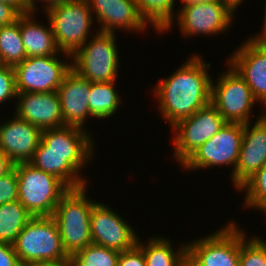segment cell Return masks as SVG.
Wrapping results in <instances>:
<instances>
[{
  "label": "cell",
  "instance_id": "1",
  "mask_svg": "<svg viewBox=\"0 0 266 266\" xmlns=\"http://www.w3.org/2000/svg\"><path fill=\"white\" fill-rule=\"evenodd\" d=\"M209 67L211 64L205 63L200 54L192 55L169 77L160 79L153 87L159 101L160 115L171 127L211 103L213 78L208 74Z\"/></svg>",
  "mask_w": 266,
  "mask_h": 266
},
{
  "label": "cell",
  "instance_id": "2",
  "mask_svg": "<svg viewBox=\"0 0 266 266\" xmlns=\"http://www.w3.org/2000/svg\"><path fill=\"white\" fill-rule=\"evenodd\" d=\"M86 186L70 188L62 196L52 215L63 249L69 257L92 244L90 216L92 207L97 202L88 197Z\"/></svg>",
  "mask_w": 266,
  "mask_h": 266
},
{
  "label": "cell",
  "instance_id": "3",
  "mask_svg": "<svg viewBox=\"0 0 266 266\" xmlns=\"http://www.w3.org/2000/svg\"><path fill=\"white\" fill-rule=\"evenodd\" d=\"M12 245L22 266L70 260L52 216L33 217Z\"/></svg>",
  "mask_w": 266,
  "mask_h": 266
},
{
  "label": "cell",
  "instance_id": "4",
  "mask_svg": "<svg viewBox=\"0 0 266 266\" xmlns=\"http://www.w3.org/2000/svg\"><path fill=\"white\" fill-rule=\"evenodd\" d=\"M18 177V200L33 217H50L62 196L70 189L56 176L32 164H14Z\"/></svg>",
  "mask_w": 266,
  "mask_h": 266
},
{
  "label": "cell",
  "instance_id": "5",
  "mask_svg": "<svg viewBox=\"0 0 266 266\" xmlns=\"http://www.w3.org/2000/svg\"><path fill=\"white\" fill-rule=\"evenodd\" d=\"M96 32L71 56V69L92 83L117 81L120 57L116 34Z\"/></svg>",
  "mask_w": 266,
  "mask_h": 266
},
{
  "label": "cell",
  "instance_id": "6",
  "mask_svg": "<svg viewBox=\"0 0 266 266\" xmlns=\"http://www.w3.org/2000/svg\"><path fill=\"white\" fill-rule=\"evenodd\" d=\"M45 13L61 52L72 56L89 39L95 18L87 0H73Z\"/></svg>",
  "mask_w": 266,
  "mask_h": 266
},
{
  "label": "cell",
  "instance_id": "7",
  "mask_svg": "<svg viewBox=\"0 0 266 266\" xmlns=\"http://www.w3.org/2000/svg\"><path fill=\"white\" fill-rule=\"evenodd\" d=\"M217 82L211 84V104L229 123L247 124L252 118L253 106L259 102L251 88L238 72L227 63ZM251 115V116H250Z\"/></svg>",
  "mask_w": 266,
  "mask_h": 266
},
{
  "label": "cell",
  "instance_id": "8",
  "mask_svg": "<svg viewBox=\"0 0 266 266\" xmlns=\"http://www.w3.org/2000/svg\"><path fill=\"white\" fill-rule=\"evenodd\" d=\"M226 121L217 109L209 103L190 117L181 119L172 130L174 158L182 166L196 150L214 136Z\"/></svg>",
  "mask_w": 266,
  "mask_h": 266
},
{
  "label": "cell",
  "instance_id": "9",
  "mask_svg": "<svg viewBox=\"0 0 266 266\" xmlns=\"http://www.w3.org/2000/svg\"><path fill=\"white\" fill-rule=\"evenodd\" d=\"M175 21L186 38L225 33L231 26L236 11L223 0L190 3L179 7ZM225 31V32H224Z\"/></svg>",
  "mask_w": 266,
  "mask_h": 266
},
{
  "label": "cell",
  "instance_id": "10",
  "mask_svg": "<svg viewBox=\"0 0 266 266\" xmlns=\"http://www.w3.org/2000/svg\"><path fill=\"white\" fill-rule=\"evenodd\" d=\"M244 124L229 123L225 125L203 145L181 166L185 170L213 168L218 166H231L233 173L238 161Z\"/></svg>",
  "mask_w": 266,
  "mask_h": 266
},
{
  "label": "cell",
  "instance_id": "11",
  "mask_svg": "<svg viewBox=\"0 0 266 266\" xmlns=\"http://www.w3.org/2000/svg\"><path fill=\"white\" fill-rule=\"evenodd\" d=\"M57 55L29 57L15 65L17 93H45L57 91L63 78L71 70V59L60 60Z\"/></svg>",
  "mask_w": 266,
  "mask_h": 266
},
{
  "label": "cell",
  "instance_id": "12",
  "mask_svg": "<svg viewBox=\"0 0 266 266\" xmlns=\"http://www.w3.org/2000/svg\"><path fill=\"white\" fill-rule=\"evenodd\" d=\"M86 130L76 126L42 130L35 154L68 155V162L81 172L94 155L95 140Z\"/></svg>",
  "mask_w": 266,
  "mask_h": 266
},
{
  "label": "cell",
  "instance_id": "13",
  "mask_svg": "<svg viewBox=\"0 0 266 266\" xmlns=\"http://www.w3.org/2000/svg\"><path fill=\"white\" fill-rule=\"evenodd\" d=\"M229 222L212 234L186 242L187 251L202 266H239L240 229Z\"/></svg>",
  "mask_w": 266,
  "mask_h": 266
},
{
  "label": "cell",
  "instance_id": "14",
  "mask_svg": "<svg viewBox=\"0 0 266 266\" xmlns=\"http://www.w3.org/2000/svg\"><path fill=\"white\" fill-rule=\"evenodd\" d=\"M90 231L93 244L119 252L132 249L139 239L134 228L118 212L99 202L91 210Z\"/></svg>",
  "mask_w": 266,
  "mask_h": 266
},
{
  "label": "cell",
  "instance_id": "15",
  "mask_svg": "<svg viewBox=\"0 0 266 266\" xmlns=\"http://www.w3.org/2000/svg\"><path fill=\"white\" fill-rule=\"evenodd\" d=\"M226 62L246 81L262 108H266V42L249 37Z\"/></svg>",
  "mask_w": 266,
  "mask_h": 266
},
{
  "label": "cell",
  "instance_id": "16",
  "mask_svg": "<svg viewBox=\"0 0 266 266\" xmlns=\"http://www.w3.org/2000/svg\"><path fill=\"white\" fill-rule=\"evenodd\" d=\"M244 124L238 161L233 173V185L238 190L266 164V118L262 114Z\"/></svg>",
  "mask_w": 266,
  "mask_h": 266
},
{
  "label": "cell",
  "instance_id": "17",
  "mask_svg": "<svg viewBox=\"0 0 266 266\" xmlns=\"http://www.w3.org/2000/svg\"><path fill=\"white\" fill-rule=\"evenodd\" d=\"M42 130L14 115L0 124V150L14 163L32 160L41 141Z\"/></svg>",
  "mask_w": 266,
  "mask_h": 266
},
{
  "label": "cell",
  "instance_id": "18",
  "mask_svg": "<svg viewBox=\"0 0 266 266\" xmlns=\"http://www.w3.org/2000/svg\"><path fill=\"white\" fill-rule=\"evenodd\" d=\"M90 10L95 16L97 24H101L99 31L116 32H144L148 27L140 16L135 0H87Z\"/></svg>",
  "mask_w": 266,
  "mask_h": 266
},
{
  "label": "cell",
  "instance_id": "19",
  "mask_svg": "<svg viewBox=\"0 0 266 266\" xmlns=\"http://www.w3.org/2000/svg\"><path fill=\"white\" fill-rule=\"evenodd\" d=\"M14 114L41 130L64 127L58 93H17Z\"/></svg>",
  "mask_w": 266,
  "mask_h": 266
},
{
  "label": "cell",
  "instance_id": "20",
  "mask_svg": "<svg viewBox=\"0 0 266 266\" xmlns=\"http://www.w3.org/2000/svg\"><path fill=\"white\" fill-rule=\"evenodd\" d=\"M91 82L71 69L57 89L64 126L86 129L84 123L91 118L88 101Z\"/></svg>",
  "mask_w": 266,
  "mask_h": 266
},
{
  "label": "cell",
  "instance_id": "21",
  "mask_svg": "<svg viewBox=\"0 0 266 266\" xmlns=\"http://www.w3.org/2000/svg\"><path fill=\"white\" fill-rule=\"evenodd\" d=\"M34 15L35 13L31 12L20 15V34L27 58L51 56L61 53L66 58H71V55L58 49L50 21L47 20L49 26L46 25V27L40 21H35Z\"/></svg>",
  "mask_w": 266,
  "mask_h": 266
},
{
  "label": "cell",
  "instance_id": "22",
  "mask_svg": "<svg viewBox=\"0 0 266 266\" xmlns=\"http://www.w3.org/2000/svg\"><path fill=\"white\" fill-rule=\"evenodd\" d=\"M172 241L165 237H151L146 243L138 239L137 246L143 251L146 266H182L187 244L173 249Z\"/></svg>",
  "mask_w": 266,
  "mask_h": 266
},
{
  "label": "cell",
  "instance_id": "23",
  "mask_svg": "<svg viewBox=\"0 0 266 266\" xmlns=\"http://www.w3.org/2000/svg\"><path fill=\"white\" fill-rule=\"evenodd\" d=\"M35 168L50 173L62 180L69 188L87 185L85 177L68 162V155L34 154L29 162Z\"/></svg>",
  "mask_w": 266,
  "mask_h": 266
},
{
  "label": "cell",
  "instance_id": "24",
  "mask_svg": "<svg viewBox=\"0 0 266 266\" xmlns=\"http://www.w3.org/2000/svg\"><path fill=\"white\" fill-rule=\"evenodd\" d=\"M115 82L92 83L88 101L91 117L104 119L116 114L122 101L115 89Z\"/></svg>",
  "mask_w": 266,
  "mask_h": 266
},
{
  "label": "cell",
  "instance_id": "25",
  "mask_svg": "<svg viewBox=\"0 0 266 266\" xmlns=\"http://www.w3.org/2000/svg\"><path fill=\"white\" fill-rule=\"evenodd\" d=\"M176 0H135L140 16L156 32L170 31L176 17L174 10Z\"/></svg>",
  "mask_w": 266,
  "mask_h": 266
},
{
  "label": "cell",
  "instance_id": "26",
  "mask_svg": "<svg viewBox=\"0 0 266 266\" xmlns=\"http://www.w3.org/2000/svg\"><path fill=\"white\" fill-rule=\"evenodd\" d=\"M32 218L19 200L0 205V242L13 244Z\"/></svg>",
  "mask_w": 266,
  "mask_h": 266
},
{
  "label": "cell",
  "instance_id": "27",
  "mask_svg": "<svg viewBox=\"0 0 266 266\" xmlns=\"http://www.w3.org/2000/svg\"><path fill=\"white\" fill-rule=\"evenodd\" d=\"M0 54L4 65L12 67L27 58L20 34V16L13 23L0 27Z\"/></svg>",
  "mask_w": 266,
  "mask_h": 266
},
{
  "label": "cell",
  "instance_id": "28",
  "mask_svg": "<svg viewBox=\"0 0 266 266\" xmlns=\"http://www.w3.org/2000/svg\"><path fill=\"white\" fill-rule=\"evenodd\" d=\"M120 252L90 244L70 257L72 266H118Z\"/></svg>",
  "mask_w": 266,
  "mask_h": 266
},
{
  "label": "cell",
  "instance_id": "29",
  "mask_svg": "<svg viewBox=\"0 0 266 266\" xmlns=\"http://www.w3.org/2000/svg\"><path fill=\"white\" fill-rule=\"evenodd\" d=\"M238 191L246 193L244 207L260 210L266 215V164L249 178Z\"/></svg>",
  "mask_w": 266,
  "mask_h": 266
},
{
  "label": "cell",
  "instance_id": "30",
  "mask_svg": "<svg viewBox=\"0 0 266 266\" xmlns=\"http://www.w3.org/2000/svg\"><path fill=\"white\" fill-rule=\"evenodd\" d=\"M239 266H266V240L247 238L245 230L240 229Z\"/></svg>",
  "mask_w": 266,
  "mask_h": 266
},
{
  "label": "cell",
  "instance_id": "31",
  "mask_svg": "<svg viewBox=\"0 0 266 266\" xmlns=\"http://www.w3.org/2000/svg\"><path fill=\"white\" fill-rule=\"evenodd\" d=\"M17 96L15 72L12 66L0 67V103L3 104L9 99Z\"/></svg>",
  "mask_w": 266,
  "mask_h": 266
},
{
  "label": "cell",
  "instance_id": "32",
  "mask_svg": "<svg viewBox=\"0 0 266 266\" xmlns=\"http://www.w3.org/2000/svg\"><path fill=\"white\" fill-rule=\"evenodd\" d=\"M18 200V177L13 168L0 177V205Z\"/></svg>",
  "mask_w": 266,
  "mask_h": 266
},
{
  "label": "cell",
  "instance_id": "33",
  "mask_svg": "<svg viewBox=\"0 0 266 266\" xmlns=\"http://www.w3.org/2000/svg\"><path fill=\"white\" fill-rule=\"evenodd\" d=\"M118 266H146L143 251L136 245L132 249L120 252Z\"/></svg>",
  "mask_w": 266,
  "mask_h": 266
},
{
  "label": "cell",
  "instance_id": "34",
  "mask_svg": "<svg viewBox=\"0 0 266 266\" xmlns=\"http://www.w3.org/2000/svg\"><path fill=\"white\" fill-rule=\"evenodd\" d=\"M0 266H22L12 244L0 242Z\"/></svg>",
  "mask_w": 266,
  "mask_h": 266
},
{
  "label": "cell",
  "instance_id": "35",
  "mask_svg": "<svg viewBox=\"0 0 266 266\" xmlns=\"http://www.w3.org/2000/svg\"><path fill=\"white\" fill-rule=\"evenodd\" d=\"M21 13L12 5L0 2V27L18 20Z\"/></svg>",
  "mask_w": 266,
  "mask_h": 266
},
{
  "label": "cell",
  "instance_id": "36",
  "mask_svg": "<svg viewBox=\"0 0 266 266\" xmlns=\"http://www.w3.org/2000/svg\"><path fill=\"white\" fill-rule=\"evenodd\" d=\"M37 1H41L44 2V9L43 11L46 12L48 9H50L51 7L57 6V5H61L73 0H29V12L31 13H35L36 12V7H37Z\"/></svg>",
  "mask_w": 266,
  "mask_h": 266
},
{
  "label": "cell",
  "instance_id": "37",
  "mask_svg": "<svg viewBox=\"0 0 266 266\" xmlns=\"http://www.w3.org/2000/svg\"><path fill=\"white\" fill-rule=\"evenodd\" d=\"M14 168V163L0 150V177Z\"/></svg>",
  "mask_w": 266,
  "mask_h": 266
},
{
  "label": "cell",
  "instance_id": "38",
  "mask_svg": "<svg viewBox=\"0 0 266 266\" xmlns=\"http://www.w3.org/2000/svg\"><path fill=\"white\" fill-rule=\"evenodd\" d=\"M14 6L21 14L29 12V0H0Z\"/></svg>",
  "mask_w": 266,
  "mask_h": 266
},
{
  "label": "cell",
  "instance_id": "39",
  "mask_svg": "<svg viewBox=\"0 0 266 266\" xmlns=\"http://www.w3.org/2000/svg\"><path fill=\"white\" fill-rule=\"evenodd\" d=\"M182 266H202L188 251H186Z\"/></svg>",
  "mask_w": 266,
  "mask_h": 266
},
{
  "label": "cell",
  "instance_id": "40",
  "mask_svg": "<svg viewBox=\"0 0 266 266\" xmlns=\"http://www.w3.org/2000/svg\"><path fill=\"white\" fill-rule=\"evenodd\" d=\"M251 38L254 40L260 41V42H266V11H265L264 25H263L262 33L256 34Z\"/></svg>",
  "mask_w": 266,
  "mask_h": 266
},
{
  "label": "cell",
  "instance_id": "41",
  "mask_svg": "<svg viewBox=\"0 0 266 266\" xmlns=\"http://www.w3.org/2000/svg\"><path fill=\"white\" fill-rule=\"evenodd\" d=\"M26 266H72V262L70 260L56 263H40V264H31Z\"/></svg>",
  "mask_w": 266,
  "mask_h": 266
},
{
  "label": "cell",
  "instance_id": "42",
  "mask_svg": "<svg viewBox=\"0 0 266 266\" xmlns=\"http://www.w3.org/2000/svg\"><path fill=\"white\" fill-rule=\"evenodd\" d=\"M228 3L235 11L239 7L238 5L243 2V0H223Z\"/></svg>",
  "mask_w": 266,
  "mask_h": 266
},
{
  "label": "cell",
  "instance_id": "43",
  "mask_svg": "<svg viewBox=\"0 0 266 266\" xmlns=\"http://www.w3.org/2000/svg\"><path fill=\"white\" fill-rule=\"evenodd\" d=\"M182 3V5H187L190 3H202V2H210V1H214V0H180Z\"/></svg>",
  "mask_w": 266,
  "mask_h": 266
},
{
  "label": "cell",
  "instance_id": "44",
  "mask_svg": "<svg viewBox=\"0 0 266 266\" xmlns=\"http://www.w3.org/2000/svg\"><path fill=\"white\" fill-rule=\"evenodd\" d=\"M4 66V63H3V60H2V57H1V54H0V67Z\"/></svg>",
  "mask_w": 266,
  "mask_h": 266
},
{
  "label": "cell",
  "instance_id": "45",
  "mask_svg": "<svg viewBox=\"0 0 266 266\" xmlns=\"http://www.w3.org/2000/svg\"><path fill=\"white\" fill-rule=\"evenodd\" d=\"M263 116L266 118V108L263 109Z\"/></svg>",
  "mask_w": 266,
  "mask_h": 266
}]
</instances>
